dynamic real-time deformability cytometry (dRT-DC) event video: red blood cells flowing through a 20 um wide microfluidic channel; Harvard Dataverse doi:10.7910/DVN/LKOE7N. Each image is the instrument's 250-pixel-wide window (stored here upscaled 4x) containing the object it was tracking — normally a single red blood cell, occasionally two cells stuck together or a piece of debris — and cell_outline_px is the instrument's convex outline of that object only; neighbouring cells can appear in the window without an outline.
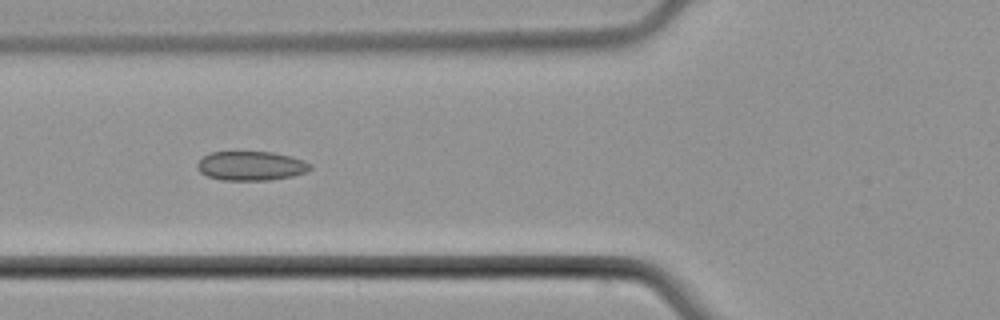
{"species": "common noctule bat (a hibernating species)", "species_latin": "Nyctalus noctula", "temperature_condition": "cold", "stored_images_in_passage": 3, "camera_frame_rate_fps": 3000, "um_per_image_px": 0.085, "animal": {"sex": "male", "body_mass_g": 21.5, "forearm_length_mm": 52.0}, "frame": {"image": 1, "passage_image": 2, "time_ms": 1.0, "image_size_px": [1000, 320], "cell_outline_px": [[312, 168], [308, 172], [292, 176], [268, 180], [220, 180], [208, 176], [200, 172], [196, 168], [196, 164], [208, 152], [272, 152], [292, 156], [304, 160], [312, 164]], "centroid_in_image_um": [21.35, 14.1], "position_along_channel_um": 104.4, "area_um2": 19.42}}
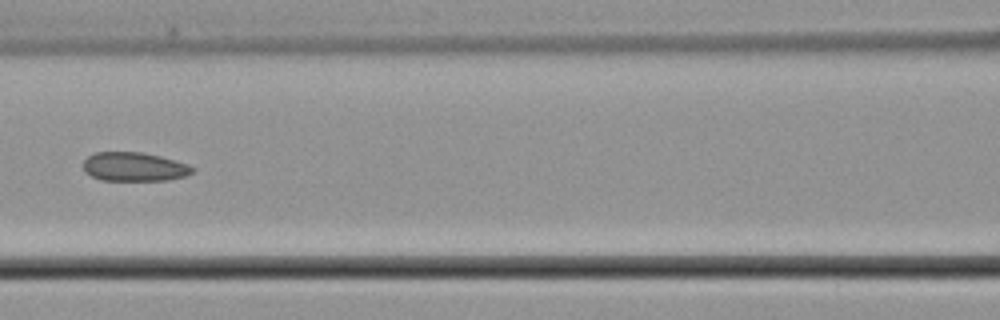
{"frame": {"image": 2, "passage_image": 3, "time_ms": 2.333, "image_size_px": [1000, 320], "cell_outline_px": [[196, 168], [188, 176], [168, 180], [100, 180], [84, 172], [84, 160], [88, 156], [96, 152], [144, 152], [160, 156], [188, 164]], "centroid_in_image_um": [11.43, 14.18], "position_along_channel_um": 155.2, "area_um2": 18.5}}